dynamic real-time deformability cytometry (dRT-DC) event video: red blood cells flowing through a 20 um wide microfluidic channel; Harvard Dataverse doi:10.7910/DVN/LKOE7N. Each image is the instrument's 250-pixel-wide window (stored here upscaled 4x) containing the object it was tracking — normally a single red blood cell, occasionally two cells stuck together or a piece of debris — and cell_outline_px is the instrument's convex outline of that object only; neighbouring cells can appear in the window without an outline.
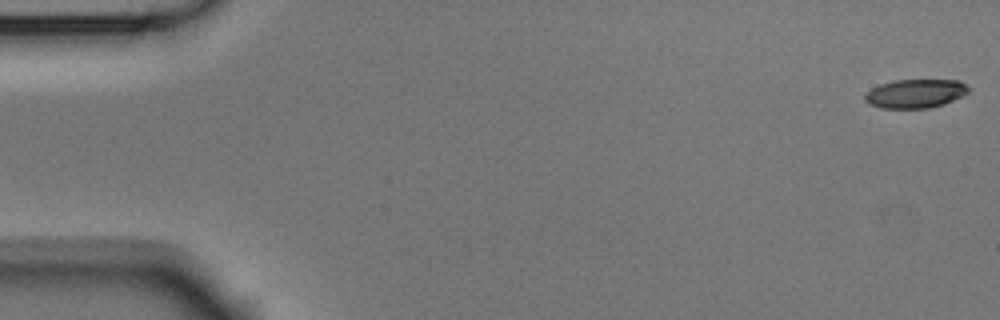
{"species": "Egyptian fruit bat (a non-hibernating species)", "species_latin": "Rousettus aegyptiacus", "temperature_condition": "room temperature", "stored_images_in_passage": 5, "camera_frame_rate_fps": 3000, "um_per_image_px": 0.085, "animal": {"sex": "male"}, "frame": {"image": 1, "passage_image": 1, "time_ms": 0.0, "image_size_px": [1000, 320], "cell_outline_px": [[968, 92], [944, 104], [928, 108], [880, 108], [868, 104], [864, 100], [864, 96], [872, 88], [880, 84], [896, 80], [960, 80], [968, 88]], "centroid_in_image_um": [77.77, 7.96], "position_along_channel_um": 7.2, "area_um2": 17.22}}
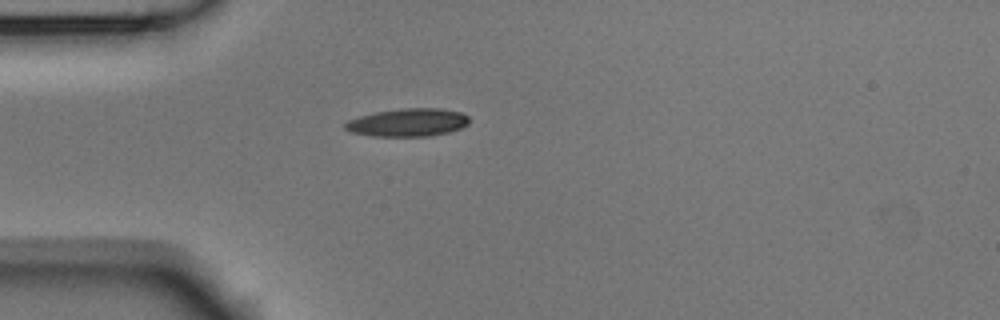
{"frame": {"image": 2, "passage_image": 5, "time_ms": 1.333, "image_size_px": [1000, 320], "cell_outline_px": [[468, 124], [460, 128], [448, 132], [428, 136], [372, 136], [352, 132], [344, 128], [344, 124], [348, 120], [360, 116], [376, 112], [404, 108], [440, 108], [460, 112], [468, 116]], "centroid_in_image_um": [34.66, 10.41], "position_along_channel_um": 50.3, "area_um2": 20.06}}